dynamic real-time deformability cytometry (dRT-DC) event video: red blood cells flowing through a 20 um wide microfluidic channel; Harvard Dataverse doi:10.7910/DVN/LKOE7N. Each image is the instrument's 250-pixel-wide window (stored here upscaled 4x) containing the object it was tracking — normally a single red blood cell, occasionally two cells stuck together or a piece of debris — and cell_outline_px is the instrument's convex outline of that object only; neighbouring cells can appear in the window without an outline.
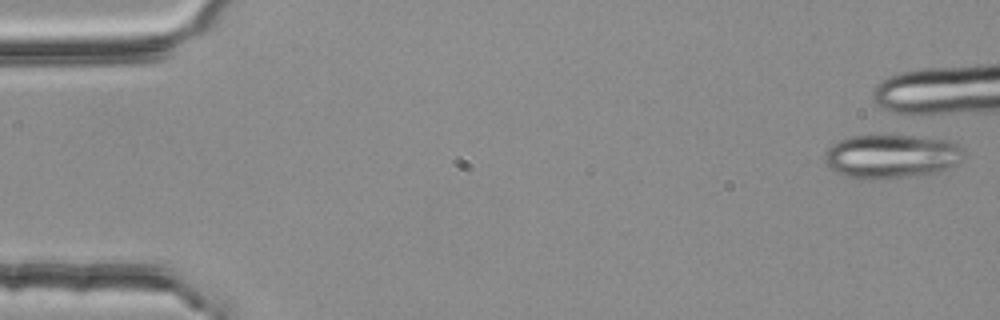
{"species": "common noctule bat (a hibernating species)", "species_latin": "Nyctalus noctula", "temperature_condition": "room temperature", "stored_images_in_passage": 1, "camera_frame_rate_fps": 3000, "um_per_image_px": 0.085, "animal": {"sex": "female", "body_mass_g": 25.1}, "frame": {"image": 1, "passage_image": 1, "time_ms": 0.0, "image_size_px": [1000, 320], "cell_outline_px": [[964, 152], [960, 160], [956, 164], [940, 172], [924, 176], [872, 180], [868, 180], [848, 176], [836, 172], [824, 160], [824, 152], [832, 144], [840, 140], [852, 136], [912, 136], [952, 140]], "centroid_in_image_um": [75.79, 13.31], "position_along_channel_um": 9.2, "area_um2": 35.78}}